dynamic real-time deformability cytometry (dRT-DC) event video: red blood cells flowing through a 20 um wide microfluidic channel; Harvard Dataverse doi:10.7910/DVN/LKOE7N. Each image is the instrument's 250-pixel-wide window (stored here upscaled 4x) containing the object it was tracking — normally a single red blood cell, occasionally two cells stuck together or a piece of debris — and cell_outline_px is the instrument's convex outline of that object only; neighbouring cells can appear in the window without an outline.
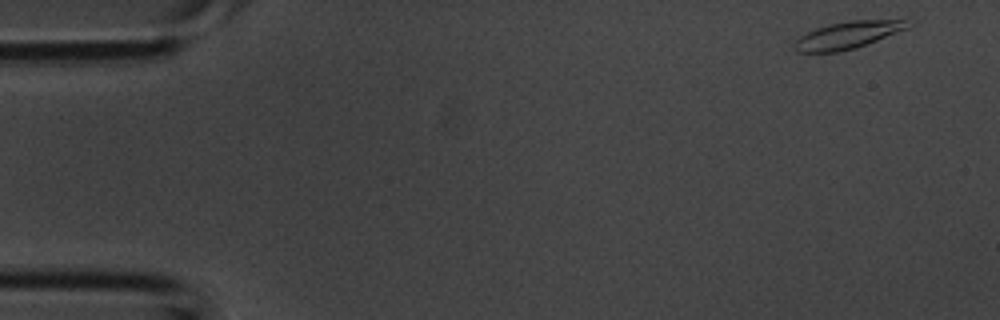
{"species": "common noctule bat (a hibernating species)", "species_latin": "Nyctalus noctula", "temperature_condition": "room temperature", "stored_images_in_passage": 4, "camera_frame_rate_fps": 3000, "um_per_image_px": 0.085, "animal": {"sex": "male", "body_mass_g": 20.1, "forearm_length_mm": 53.5}, "frame": {"image": 1, "passage_image": 1, "time_ms": 0.0, "image_size_px": [1000, 320], "cell_outline_px": [[908, 28], [856, 48], [840, 52], [796, 52], [792, 48], [792, 44], [800, 36], [816, 28], [828, 24], [848, 20], [904, 20]], "centroid_in_image_um": [71.95, 3.0], "position_along_channel_um": 13.0, "area_um2": 17.8}}
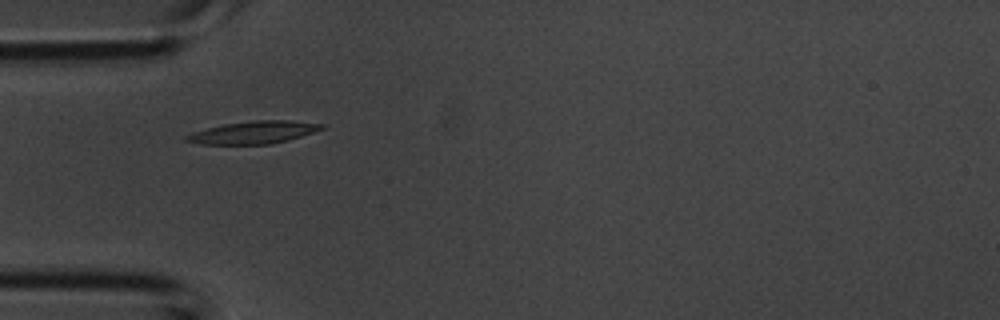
{"frame": {"image": 2, "passage_image": 4, "time_ms": 1.0, "image_size_px": [1000, 320], "cell_outline_px": [[324, 128], [300, 136], [268, 144], [200, 144], [184, 140], [184, 136], [192, 132], [224, 124], [252, 120], [288, 120], [324, 124]], "centroid_in_image_um": [21.5, 11.24], "position_along_channel_um": 63.5, "area_um2": 17.46}}